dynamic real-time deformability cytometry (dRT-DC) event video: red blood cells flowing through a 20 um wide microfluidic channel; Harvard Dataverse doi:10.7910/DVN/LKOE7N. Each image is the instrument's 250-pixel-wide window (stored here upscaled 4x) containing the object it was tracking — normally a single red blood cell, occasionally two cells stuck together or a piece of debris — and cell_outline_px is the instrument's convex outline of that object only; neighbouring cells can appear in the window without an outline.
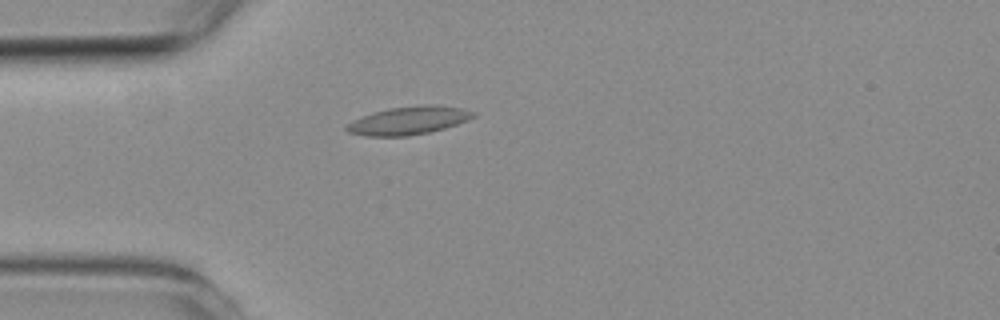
{"species": "common noctule bat (a hibernating species)", "species_latin": "Nyctalus noctula", "temperature_condition": "room temperature", "stored_images_in_passage": 1, "camera_frame_rate_fps": 3000, "um_per_image_px": 0.085, "animal": {"sex": "female", "body_mass_g": 19.3, "forearm_length_mm": 54.1}, "frame": {"image": 1, "passage_image": 1, "time_ms": 0.0, "image_size_px": [1000, 320], "cell_outline_px": [[476, 116], [468, 120], [444, 128], [428, 132], [408, 136], [364, 136], [348, 132], [344, 128], [348, 124], [372, 112], [388, 108], [460, 108], [476, 112]], "centroid_in_image_um": [34.66, 10.31], "position_along_channel_um": 50.3, "area_um2": 19.48}}